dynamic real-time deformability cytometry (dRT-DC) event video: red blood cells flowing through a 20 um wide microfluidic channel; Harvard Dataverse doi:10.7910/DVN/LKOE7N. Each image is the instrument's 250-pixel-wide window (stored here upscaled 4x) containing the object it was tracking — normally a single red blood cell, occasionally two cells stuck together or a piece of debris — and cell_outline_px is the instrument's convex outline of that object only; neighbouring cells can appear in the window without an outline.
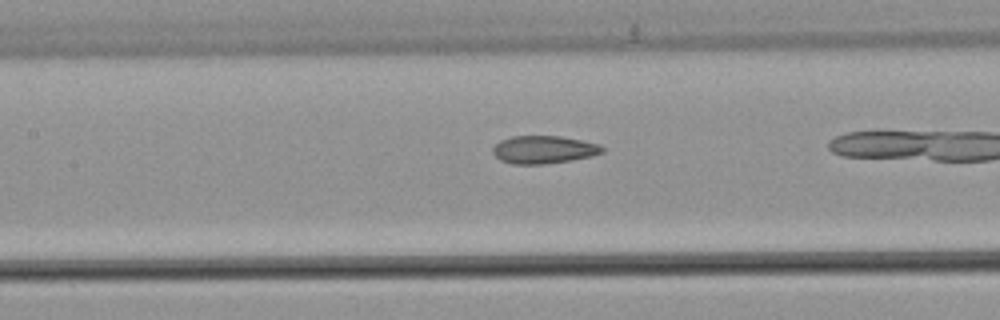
{"species": "common noctule bat (a hibernating species)", "species_latin": "Nyctalus noctula", "temperature_condition": "warm", "stored_images_in_passage": 31, "camera_frame_rate_fps": 3000, "um_per_image_px": 0.085, "animal": {"sex": "male", "body_mass_g": 21.5, "forearm_length_mm": 52.0}, "frame": {"image": 1, "passage_image": 14, "time_ms": 4.333, "image_size_px": [1000, 320], "cell_outline_px": [[604, 152], [592, 156], [572, 160], [544, 164], [512, 164], [500, 160], [492, 152], [492, 148], [500, 140], [512, 136], [560, 136], [600, 144], [604, 148]], "centroid_in_image_um": [46.21, 12.72], "position_along_channel_um": 161.2, "area_um2": 17.8}}